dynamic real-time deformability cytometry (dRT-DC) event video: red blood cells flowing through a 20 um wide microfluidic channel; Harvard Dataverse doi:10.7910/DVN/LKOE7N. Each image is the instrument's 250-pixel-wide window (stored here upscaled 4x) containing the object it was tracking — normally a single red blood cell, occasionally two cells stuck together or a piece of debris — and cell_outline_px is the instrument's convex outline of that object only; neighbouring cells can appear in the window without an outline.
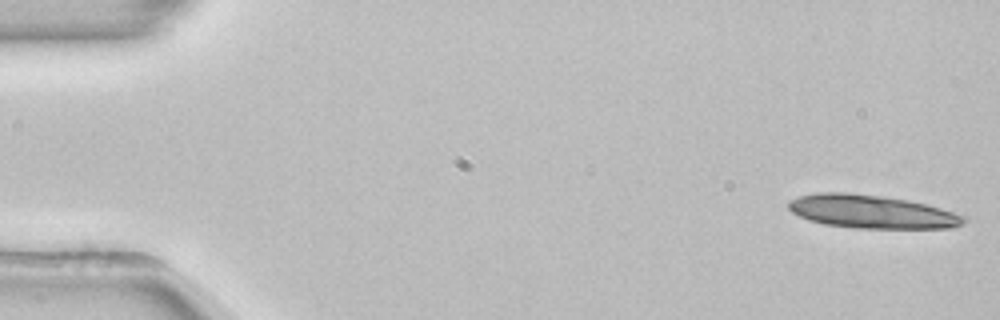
{"species": "common noctule bat (a hibernating species)", "species_latin": "Nyctalus noctula", "temperature_condition": "room temperature", "stored_images_in_passage": 15, "camera_frame_rate_fps": 3000, "um_per_image_px": 0.085, "animal": {"sex": "female", "body_mass_g": 22.7, "forearm_length_mm": 54.2}, "frame": {"image": 1, "passage_image": 1, "time_ms": 0.0, "image_size_px": [1000, 320], "cell_outline_px": [[968, 220], [952, 228], [856, 228], [824, 224], [808, 220], [792, 212], [788, 208], [788, 200], [800, 196], [820, 192], [848, 192], [880, 196], [908, 200], [940, 208], [968, 216]], "centroid_in_image_um": [74.09, 17.99], "position_along_channel_um": 10.9, "area_um2": 33.99}}